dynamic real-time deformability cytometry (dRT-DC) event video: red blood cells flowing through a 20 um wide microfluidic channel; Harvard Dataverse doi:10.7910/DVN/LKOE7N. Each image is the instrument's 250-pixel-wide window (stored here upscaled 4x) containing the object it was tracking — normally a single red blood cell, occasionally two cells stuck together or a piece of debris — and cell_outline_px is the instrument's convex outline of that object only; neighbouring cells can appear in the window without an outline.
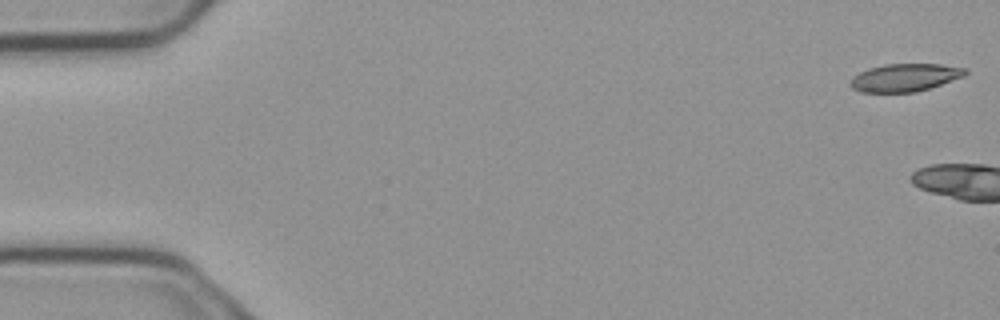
{"species": "common noctule bat (a hibernating species)", "species_latin": "Nyctalus noctula", "temperature_condition": "cold", "stored_images_in_passage": 2, "camera_frame_rate_fps": 3000, "um_per_image_px": 0.085, "animal": {"sex": "male", "body_mass_g": 23.1, "forearm_length_mm": 52.7}, "frame": {"image": 1, "passage_image": 1, "time_ms": 0.0, "image_size_px": [1000, 320], "cell_outline_px": [[968, 72], [964, 76], [916, 92], [860, 92], [852, 88], [848, 84], [852, 76], [868, 68], [884, 64], [940, 64], [964, 68]], "centroid_in_image_um": [76.85, 6.59], "position_along_channel_um": 8.1, "area_um2": 18.55}}